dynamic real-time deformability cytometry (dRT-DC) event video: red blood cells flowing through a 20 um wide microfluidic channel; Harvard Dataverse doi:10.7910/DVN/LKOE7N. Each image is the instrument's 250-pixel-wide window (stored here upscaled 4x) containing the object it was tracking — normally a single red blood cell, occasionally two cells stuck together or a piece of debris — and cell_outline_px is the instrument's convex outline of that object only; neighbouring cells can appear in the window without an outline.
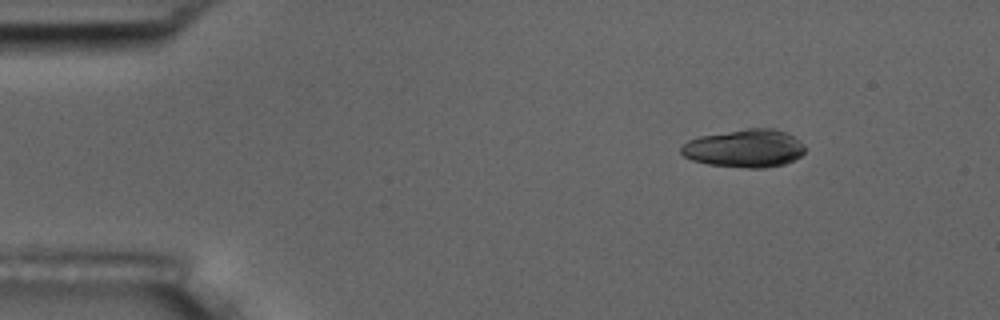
{"species": "common noctule bat (a hibernating species)", "species_latin": "Nyctalus noctula", "temperature_condition": "room temperature", "stored_images_in_passage": 3, "camera_frame_rate_fps": 3000, "um_per_image_px": 0.085, "animal": {"sex": "male", "body_mass_g": 17.5, "forearm_length_mm": 52.3}, "frame": {"image": 1, "passage_image": 1, "time_ms": 0.0, "image_size_px": [1000, 320], "cell_outline_px": [[804, 152], [800, 156], [784, 164], [764, 168], [748, 168], [708, 164], [692, 160], [684, 156], [680, 152], [680, 148], [688, 140], [700, 136], [748, 128], [772, 128], [784, 132], [800, 140], [804, 144]], "centroid_in_image_um": [63.28, 12.61], "position_along_channel_um": 21.7, "area_um2": 27.28}}